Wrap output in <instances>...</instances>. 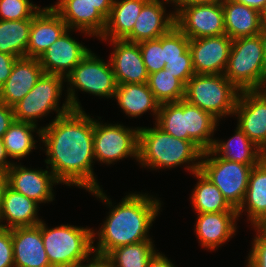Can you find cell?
I'll use <instances>...</instances> for the list:
<instances>
[{"instance_id":"1","label":"cell","mask_w":266,"mask_h":267,"mask_svg":"<svg viewBox=\"0 0 266 267\" xmlns=\"http://www.w3.org/2000/svg\"><path fill=\"white\" fill-rule=\"evenodd\" d=\"M94 121L84 110L72 109L40 127L49 170L60 183L88 192L101 188L92 167Z\"/></svg>"},{"instance_id":"2","label":"cell","mask_w":266,"mask_h":267,"mask_svg":"<svg viewBox=\"0 0 266 267\" xmlns=\"http://www.w3.org/2000/svg\"><path fill=\"white\" fill-rule=\"evenodd\" d=\"M110 208L109 215L97 233V246L93 250L97 254L107 255L111 250L133 243L152 241L148 232L161 208V201L148 194L129 193L118 205H113L102 188L90 191ZM160 201V202H159Z\"/></svg>"},{"instance_id":"3","label":"cell","mask_w":266,"mask_h":267,"mask_svg":"<svg viewBox=\"0 0 266 267\" xmlns=\"http://www.w3.org/2000/svg\"><path fill=\"white\" fill-rule=\"evenodd\" d=\"M202 153L203 151L193 141L175 138L165 133L156 124L153 128L140 127L139 129L138 162L143 167L147 166L149 169L152 168L151 170L171 169L188 163L185 167L193 174L200 168L199 159Z\"/></svg>"},{"instance_id":"4","label":"cell","mask_w":266,"mask_h":267,"mask_svg":"<svg viewBox=\"0 0 266 267\" xmlns=\"http://www.w3.org/2000/svg\"><path fill=\"white\" fill-rule=\"evenodd\" d=\"M40 229L51 267H75L94 253L91 228L67 224L49 229L42 220Z\"/></svg>"},{"instance_id":"5","label":"cell","mask_w":266,"mask_h":267,"mask_svg":"<svg viewBox=\"0 0 266 267\" xmlns=\"http://www.w3.org/2000/svg\"><path fill=\"white\" fill-rule=\"evenodd\" d=\"M224 76L239 90H256L266 79V60L259 35L233 39Z\"/></svg>"},{"instance_id":"6","label":"cell","mask_w":266,"mask_h":267,"mask_svg":"<svg viewBox=\"0 0 266 267\" xmlns=\"http://www.w3.org/2000/svg\"><path fill=\"white\" fill-rule=\"evenodd\" d=\"M239 94L224 74H195L185 85L184 100L219 121L233 116Z\"/></svg>"},{"instance_id":"7","label":"cell","mask_w":266,"mask_h":267,"mask_svg":"<svg viewBox=\"0 0 266 267\" xmlns=\"http://www.w3.org/2000/svg\"><path fill=\"white\" fill-rule=\"evenodd\" d=\"M65 81L70 84V87H67L68 93L65 99L73 110H82L75 88L108 99L115 96L118 85L110 61L104 62L91 50L65 77Z\"/></svg>"},{"instance_id":"8","label":"cell","mask_w":266,"mask_h":267,"mask_svg":"<svg viewBox=\"0 0 266 267\" xmlns=\"http://www.w3.org/2000/svg\"><path fill=\"white\" fill-rule=\"evenodd\" d=\"M253 167L224 160L211 149L202 153L199 171L221 191L233 208L238 209L244 200Z\"/></svg>"},{"instance_id":"9","label":"cell","mask_w":266,"mask_h":267,"mask_svg":"<svg viewBox=\"0 0 266 267\" xmlns=\"http://www.w3.org/2000/svg\"><path fill=\"white\" fill-rule=\"evenodd\" d=\"M63 81L65 77L61 75L43 73L33 89L13 106L15 120L36 125V119L45 117L52 110L57 113L55 118L70 112L72 108L67 100L62 107L58 106Z\"/></svg>"},{"instance_id":"10","label":"cell","mask_w":266,"mask_h":267,"mask_svg":"<svg viewBox=\"0 0 266 267\" xmlns=\"http://www.w3.org/2000/svg\"><path fill=\"white\" fill-rule=\"evenodd\" d=\"M139 129L126 128L123 124H103L94 121L95 160L112 164L123 158L133 157L139 160Z\"/></svg>"},{"instance_id":"11","label":"cell","mask_w":266,"mask_h":267,"mask_svg":"<svg viewBox=\"0 0 266 267\" xmlns=\"http://www.w3.org/2000/svg\"><path fill=\"white\" fill-rule=\"evenodd\" d=\"M175 25L189 39L226 34L222 2L175 5Z\"/></svg>"},{"instance_id":"12","label":"cell","mask_w":266,"mask_h":267,"mask_svg":"<svg viewBox=\"0 0 266 267\" xmlns=\"http://www.w3.org/2000/svg\"><path fill=\"white\" fill-rule=\"evenodd\" d=\"M232 41L227 34L190 39L195 74H224Z\"/></svg>"},{"instance_id":"13","label":"cell","mask_w":266,"mask_h":267,"mask_svg":"<svg viewBox=\"0 0 266 267\" xmlns=\"http://www.w3.org/2000/svg\"><path fill=\"white\" fill-rule=\"evenodd\" d=\"M30 169L15 163L7 170V185L14 191L39 203L54 200L53 186L60 182L52 171Z\"/></svg>"},{"instance_id":"14","label":"cell","mask_w":266,"mask_h":267,"mask_svg":"<svg viewBox=\"0 0 266 267\" xmlns=\"http://www.w3.org/2000/svg\"><path fill=\"white\" fill-rule=\"evenodd\" d=\"M233 115L238 118L237 126L261 150H264L266 148L265 99L256 90L240 91Z\"/></svg>"},{"instance_id":"15","label":"cell","mask_w":266,"mask_h":267,"mask_svg":"<svg viewBox=\"0 0 266 267\" xmlns=\"http://www.w3.org/2000/svg\"><path fill=\"white\" fill-rule=\"evenodd\" d=\"M71 31L67 29L38 58L44 73L66 77L90 52L89 48L71 37Z\"/></svg>"},{"instance_id":"16","label":"cell","mask_w":266,"mask_h":267,"mask_svg":"<svg viewBox=\"0 0 266 267\" xmlns=\"http://www.w3.org/2000/svg\"><path fill=\"white\" fill-rule=\"evenodd\" d=\"M110 42L114 48L110 63L117 84L147 83L149 73L144 65L139 44L126 40H110Z\"/></svg>"},{"instance_id":"17","label":"cell","mask_w":266,"mask_h":267,"mask_svg":"<svg viewBox=\"0 0 266 267\" xmlns=\"http://www.w3.org/2000/svg\"><path fill=\"white\" fill-rule=\"evenodd\" d=\"M49 7L65 21L68 29L98 38L105 30L106 18L86 0H58Z\"/></svg>"},{"instance_id":"18","label":"cell","mask_w":266,"mask_h":267,"mask_svg":"<svg viewBox=\"0 0 266 267\" xmlns=\"http://www.w3.org/2000/svg\"><path fill=\"white\" fill-rule=\"evenodd\" d=\"M164 2L167 0H149L138 15L132 32L124 39L140 43L158 39L175 26V12L166 13Z\"/></svg>"},{"instance_id":"19","label":"cell","mask_w":266,"mask_h":267,"mask_svg":"<svg viewBox=\"0 0 266 267\" xmlns=\"http://www.w3.org/2000/svg\"><path fill=\"white\" fill-rule=\"evenodd\" d=\"M43 73L39 59L17 58L11 75L0 88V100L13 107L33 89Z\"/></svg>"},{"instance_id":"20","label":"cell","mask_w":266,"mask_h":267,"mask_svg":"<svg viewBox=\"0 0 266 267\" xmlns=\"http://www.w3.org/2000/svg\"><path fill=\"white\" fill-rule=\"evenodd\" d=\"M14 267H51L41 236L40 223L11 229Z\"/></svg>"},{"instance_id":"21","label":"cell","mask_w":266,"mask_h":267,"mask_svg":"<svg viewBox=\"0 0 266 267\" xmlns=\"http://www.w3.org/2000/svg\"><path fill=\"white\" fill-rule=\"evenodd\" d=\"M67 29L65 21L51 7L40 9L31 23L27 57L38 59Z\"/></svg>"},{"instance_id":"22","label":"cell","mask_w":266,"mask_h":267,"mask_svg":"<svg viewBox=\"0 0 266 267\" xmlns=\"http://www.w3.org/2000/svg\"><path fill=\"white\" fill-rule=\"evenodd\" d=\"M197 216L195 231L202 247L216 250L235 235L237 212H209Z\"/></svg>"},{"instance_id":"23","label":"cell","mask_w":266,"mask_h":267,"mask_svg":"<svg viewBox=\"0 0 266 267\" xmlns=\"http://www.w3.org/2000/svg\"><path fill=\"white\" fill-rule=\"evenodd\" d=\"M38 205L7 185L0 202V227L12 229L38 225L42 221L37 217ZM3 220L8 221V224H2Z\"/></svg>"},{"instance_id":"24","label":"cell","mask_w":266,"mask_h":267,"mask_svg":"<svg viewBox=\"0 0 266 267\" xmlns=\"http://www.w3.org/2000/svg\"><path fill=\"white\" fill-rule=\"evenodd\" d=\"M222 8L225 31L232 40L260 33L262 16L259 11L234 0H223Z\"/></svg>"},{"instance_id":"25","label":"cell","mask_w":266,"mask_h":267,"mask_svg":"<svg viewBox=\"0 0 266 267\" xmlns=\"http://www.w3.org/2000/svg\"><path fill=\"white\" fill-rule=\"evenodd\" d=\"M244 210L248 213L247 219L249 218L253 227L260 225L266 219V160L264 159L251 170L244 200L237 209L238 217Z\"/></svg>"},{"instance_id":"26","label":"cell","mask_w":266,"mask_h":267,"mask_svg":"<svg viewBox=\"0 0 266 267\" xmlns=\"http://www.w3.org/2000/svg\"><path fill=\"white\" fill-rule=\"evenodd\" d=\"M149 0H113L105 30L100 37L105 41L124 40L133 30L143 6Z\"/></svg>"},{"instance_id":"27","label":"cell","mask_w":266,"mask_h":267,"mask_svg":"<svg viewBox=\"0 0 266 267\" xmlns=\"http://www.w3.org/2000/svg\"><path fill=\"white\" fill-rule=\"evenodd\" d=\"M114 98L128 117H138L151 110L157 120L160 103L149 89L148 83L117 85Z\"/></svg>"},{"instance_id":"28","label":"cell","mask_w":266,"mask_h":267,"mask_svg":"<svg viewBox=\"0 0 266 267\" xmlns=\"http://www.w3.org/2000/svg\"><path fill=\"white\" fill-rule=\"evenodd\" d=\"M212 150L224 160L250 166H256L263 159V150L252 142L238 126L231 139L227 141L216 139Z\"/></svg>"},{"instance_id":"29","label":"cell","mask_w":266,"mask_h":267,"mask_svg":"<svg viewBox=\"0 0 266 267\" xmlns=\"http://www.w3.org/2000/svg\"><path fill=\"white\" fill-rule=\"evenodd\" d=\"M185 134L204 152L211 150L218 120L201 108L184 100ZM212 137V138H211Z\"/></svg>"},{"instance_id":"30","label":"cell","mask_w":266,"mask_h":267,"mask_svg":"<svg viewBox=\"0 0 266 267\" xmlns=\"http://www.w3.org/2000/svg\"><path fill=\"white\" fill-rule=\"evenodd\" d=\"M193 175L199 180L190 196L196 213L237 212V209L227 202L221 191L199 170Z\"/></svg>"},{"instance_id":"31","label":"cell","mask_w":266,"mask_h":267,"mask_svg":"<svg viewBox=\"0 0 266 267\" xmlns=\"http://www.w3.org/2000/svg\"><path fill=\"white\" fill-rule=\"evenodd\" d=\"M33 17L24 20H0V52L17 58L27 57Z\"/></svg>"},{"instance_id":"32","label":"cell","mask_w":266,"mask_h":267,"mask_svg":"<svg viewBox=\"0 0 266 267\" xmlns=\"http://www.w3.org/2000/svg\"><path fill=\"white\" fill-rule=\"evenodd\" d=\"M35 130L39 138H41L42 129H38L37 125L14 120L2 137L7 156L11 159L20 160L26 157L33 148L36 149L35 143L37 141L33 137Z\"/></svg>"},{"instance_id":"33","label":"cell","mask_w":266,"mask_h":267,"mask_svg":"<svg viewBox=\"0 0 266 267\" xmlns=\"http://www.w3.org/2000/svg\"><path fill=\"white\" fill-rule=\"evenodd\" d=\"M152 241H143L111 250L106 256L114 267H146L157 252Z\"/></svg>"},{"instance_id":"34","label":"cell","mask_w":266,"mask_h":267,"mask_svg":"<svg viewBox=\"0 0 266 267\" xmlns=\"http://www.w3.org/2000/svg\"><path fill=\"white\" fill-rule=\"evenodd\" d=\"M147 83L160 104L178 102L184 99L185 85L175 78L167 68L149 74Z\"/></svg>"},{"instance_id":"35","label":"cell","mask_w":266,"mask_h":267,"mask_svg":"<svg viewBox=\"0 0 266 267\" xmlns=\"http://www.w3.org/2000/svg\"><path fill=\"white\" fill-rule=\"evenodd\" d=\"M156 125L171 136L192 141L185 134L184 99L178 102L160 104Z\"/></svg>"},{"instance_id":"36","label":"cell","mask_w":266,"mask_h":267,"mask_svg":"<svg viewBox=\"0 0 266 267\" xmlns=\"http://www.w3.org/2000/svg\"><path fill=\"white\" fill-rule=\"evenodd\" d=\"M190 39L175 25L163 35V55L165 63L184 60V52L189 48Z\"/></svg>"},{"instance_id":"37","label":"cell","mask_w":266,"mask_h":267,"mask_svg":"<svg viewBox=\"0 0 266 267\" xmlns=\"http://www.w3.org/2000/svg\"><path fill=\"white\" fill-rule=\"evenodd\" d=\"M144 65L149 74L166 68L163 55V35L158 39L138 43Z\"/></svg>"},{"instance_id":"38","label":"cell","mask_w":266,"mask_h":267,"mask_svg":"<svg viewBox=\"0 0 266 267\" xmlns=\"http://www.w3.org/2000/svg\"><path fill=\"white\" fill-rule=\"evenodd\" d=\"M40 9L30 0H0V20L30 19Z\"/></svg>"},{"instance_id":"39","label":"cell","mask_w":266,"mask_h":267,"mask_svg":"<svg viewBox=\"0 0 266 267\" xmlns=\"http://www.w3.org/2000/svg\"><path fill=\"white\" fill-rule=\"evenodd\" d=\"M254 229L257 234L253 239L250 254H248L247 266L266 267V234L258 226H255Z\"/></svg>"},{"instance_id":"40","label":"cell","mask_w":266,"mask_h":267,"mask_svg":"<svg viewBox=\"0 0 266 267\" xmlns=\"http://www.w3.org/2000/svg\"><path fill=\"white\" fill-rule=\"evenodd\" d=\"M166 68L184 85L195 75L193 61L189 48L184 52V60L170 61Z\"/></svg>"},{"instance_id":"41","label":"cell","mask_w":266,"mask_h":267,"mask_svg":"<svg viewBox=\"0 0 266 267\" xmlns=\"http://www.w3.org/2000/svg\"><path fill=\"white\" fill-rule=\"evenodd\" d=\"M0 267H14L11 229L0 227Z\"/></svg>"},{"instance_id":"42","label":"cell","mask_w":266,"mask_h":267,"mask_svg":"<svg viewBox=\"0 0 266 267\" xmlns=\"http://www.w3.org/2000/svg\"><path fill=\"white\" fill-rule=\"evenodd\" d=\"M14 120L13 107L6 105L0 100V139H2Z\"/></svg>"},{"instance_id":"43","label":"cell","mask_w":266,"mask_h":267,"mask_svg":"<svg viewBox=\"0 0 266 267\" xmlns=\"http://www.w3.org/2000/svg\"><path fill=\"white\" fill-rule=\"evenodd\" d=\"M17 57L0 52V88L11 75Z\"/></svg>"},{"instance_id":"44","label":"cell","mask_w":266,"mask_h":267,"mask_svg":"<svg viewBox=\"0 0 266 267\" xmlns=\"http://www.w3.org/2000/svg\"><path fill=\"white\" fill-rule=\"evenodd\" d=\"M94 255L91 258H87L86 260H83L79 262L75 267H114L110 261V259L106 255H101L97 253H93ZM87 262L88 264H83L84 262Z\"/></svg>"},{"instance_id":"45","label":"cell","mask_w":266,"mask_h":267,"mask_svg":"<svg viewBox=\"0 0 266 267\" xmlns=\"http://www.w3.org/2000/svg\"><path fill=\"white\" fill-rule=\"evenodd\" d=\"M146 267H175L174 264L160 252H156L148 261Z\"/></svg>"},{"instance_id":"46","label":"cell","mask_w":266,"mask_h":267,"mask_svg":"<svg viewBox=\"0 0 266 267\" xmlns=\"http://www.w3.org/2000/svg\"><path fill=\"white\" fill-rule=\"evenodd\" d=\"M92 4L106 19L109 17L113 0H86Z\"/></svg>"},{"instance_id":"47","label":"cell","mask_w":266,"mask_h":267,"mask_svg":"<svg viewBox=\"0 0 266 267\" xmlns=\"http://www.w3.org/2000/svg\"><path fill=\"white\" fill-rule=\"evenodd\" d=\"M262 13L266 6V0H234Z\"/></svg>"},{"instance_id":"48","label":"cell","mask_w":266,"mask_h":267,"mask_svg":"<svg viewBox=\"0 0 266 267\" xmlns=\"http://www.w3.org/2000/svg\"><path fill=\"white\" fill-rule=\"evenodd\" d=\"M8 156L5 151V146L3 145L2 139H0V169L8 170L13 162L8 161Z\"/></svg>"},{"instance_id":"49","label":"cell","mask_w":266,"mask_h":267,"mask_svg":"<svg viewBox=\"0 0 266 267\" xmlns=\"http://www.w3.org/2000/svg\"><path fill=\"white\" fill-rule=\"evenodd\" d=\"M223 0H177L175 5H197L222 2Z\"/></svg>"},{"instance_id":"50","label":"cell","mask_w":266,"mask_h":267,"mask_svg":"<svg viewBox=\"0 0 266 267\" xmlns=\"http://www.w3.org/2000/svg\"><path fill=\"white\" fill-rule=\"evenodd\" d=\"M259 37L261 38L262 45H263V54L266 60V20H262L261 24V30L260 33L258 34Z\"/></svg>"},{"instance_id":"51","label":"cell","mask_w":266,"mask_h":267,"mask_svg":"<svg viewBox=\"0 0 266 267\" xmlns=\"http://www.w3.org/2000/svg\"><path fill=\"white\" fill-rule=\"evenodd\" d=\"M6 186H7V170L0 169V202Z\"/></svg>"},{"instance_id":"52","label":"cell","mask_w":266,"mask_h":267,"mask_svg":"<svg viewBox=\"0 0 266 267\" xmlns=\"http://www.w3.org/2000/svg\"><path fill=\"white\" fill-rule=\"evenodd\" d=\"M265 88V89H264ZM256 91L265 99L266 101V79L263 83L256 89Z\"/></svg>"},{"instance_id":"53","label":"cell","mask_w":266,"mask_h":267,"mask_svg":"<svg viewBox=\"0 0 266 267\" xmlns=\"http://www.w3.org/2000/svg\"><path fill=\"white\" fill-rule=\"evenodd\" d=\"M258 227L266 234V219Z\"/></svg>"},{"instance_id":"54","label":"cell","mask_w":266,"mask_h":267,"mask_svg":"<svg viewBox=\"0 0 266 267\" xmlns=\"http://www.w3.org/2000/svg\"><path fill=\"white\" fill-rule=\"evenodd\" d=\"M261 16H262V20H266V6L262 11Z\"/></svg>"},{"instance_id":"55","label":"cell","mask_w":266,"mask_h":267,"mask_svg":"<svg viewBox=\"0 0 266 267\" xmlns=\"http://www.w3.org/2000/svg\"><path fill=\"white\" fill-rule=\"evenodd\" d=\"M263 159L266 160V148L263 150Z\"/></svg>"},{"instance_id":"56","label":"cell","mask_w":266,"mask_h":267,"mask_svg":"<svg viewBox=\"0 0 266 267\" xmlns=\"http://www.w3.org/2000/svg\"><path fill=\"white\" fill-rule=\"evenodd\" d=\"M167 1L174 4L177 0H167Z\"/></svg>"}]
</instances>
